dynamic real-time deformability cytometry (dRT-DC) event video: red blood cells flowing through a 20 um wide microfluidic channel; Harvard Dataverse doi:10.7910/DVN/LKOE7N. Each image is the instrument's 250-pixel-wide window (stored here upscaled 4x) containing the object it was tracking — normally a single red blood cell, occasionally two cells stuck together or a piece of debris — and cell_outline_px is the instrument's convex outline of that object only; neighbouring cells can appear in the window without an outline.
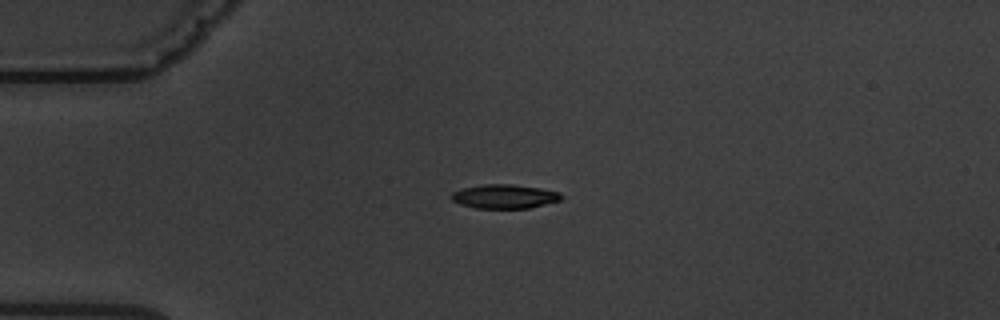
{"species": "common noctule bat (a hibernating species)", "species_latin": "Nyctalus noctula", "temperature_condition": "warm", "stored_images_in_passage": 2, "camera_frame_rate_fps": 3000, "um_per_image_px": 0.085, "animal": {"sex": "male", "body_mass_g": 19.5, "forearm_length_mm": 54.6}, "frame": {"image": 1, "passage_image": 1, "time_ms": 0.0, "image_size_px": [1000, 320], "cell_outline_px": [[564, 196], [560, 200], [528, 208], [476, 208], [460, 204], [452, 200], [448, 196], [452, 192], [464, 188], [484, 184], [512, 184], [540, 188], [556, 192]], "centroid_in_image_um": [42.83, 16.69], "position_along_channel_um": 42.2, "area_um2": 15.26}}